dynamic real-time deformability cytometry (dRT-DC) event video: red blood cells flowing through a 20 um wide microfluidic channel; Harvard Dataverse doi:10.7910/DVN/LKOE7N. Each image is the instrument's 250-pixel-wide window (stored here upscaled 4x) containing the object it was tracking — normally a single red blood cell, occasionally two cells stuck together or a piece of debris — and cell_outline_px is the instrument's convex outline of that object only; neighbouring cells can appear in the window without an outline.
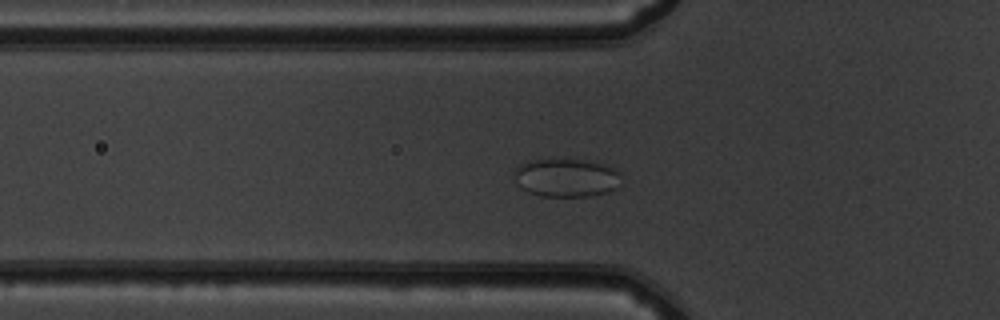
{"species": "common noctule bat (a hibernating species)", "species_latin": "Nyctalus noctula", "temperature_condition": "warm", "stored_images_in_passage": 43, "camera_frame_rate_fps": 3000, "um_per_image_px": 0.085, "animal": {"sex": "male", "body_mass_g": 19.5, "forearm_length_mm": 54.6}, "frame": {"image": 1, "passage_image": 9, "time_ms": 2.667, "image_size_px": [1000, 320], "cell_outline_px": [[620, 172], [616, 188], [608, 192], [588, 196], [540, 196], [528, 192], [520, 188], [516, 184], [516, 168], [520, 164], [532, 160], [568, 156], [592, 160], [616, 168]], "centroid_in_image_um": [48.14, 15.05], "position_along_channel_um": 77.7, "area_um2": 24.68}}
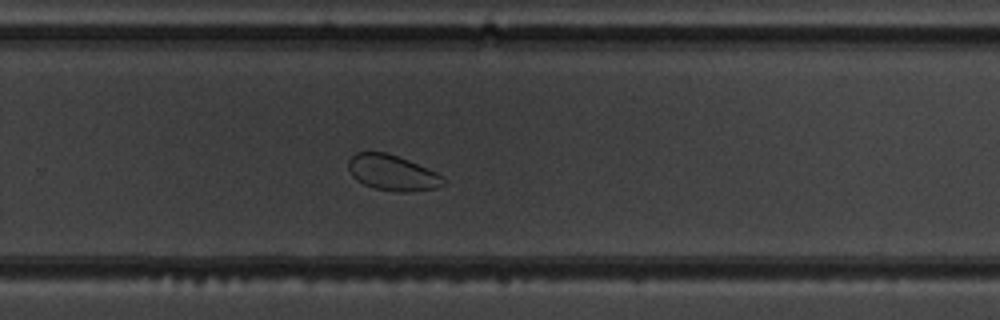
{"frame": {"image": 2, "passage_image": 26, "time_ms": 8.333, "image_size_px": [1000, 320], "cell_outline_px": [[444, 184], [436, 188], [408, 192], [396, 192], [376, 188], [364, 184], [356, 180], [352, 176], [348, 168], [348, 160], [356, 152], [384, 152], [408, 160], [436, 172], [444, 180]], "centroid_in_image_um": [33.32, 14.69], "position_along_channel_um": 296.5, "area_um2": 19.48}}
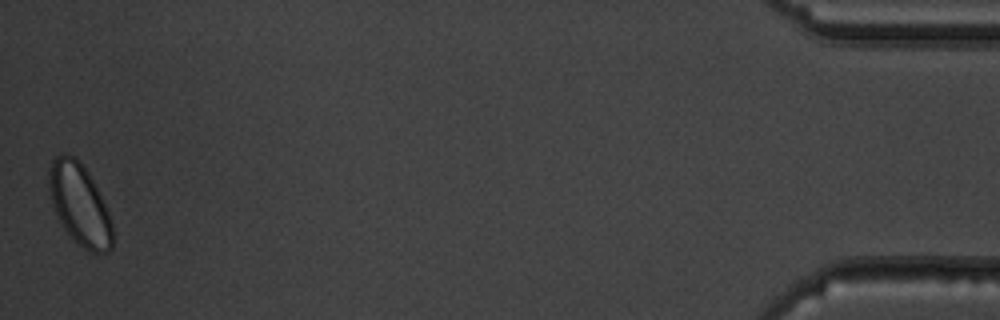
{"frame": {"image": 3, "passage_image": 43, "time_ms": 14.0, "image_size_px": [1000, 320], "cell_outline_px": [[112, 248], [108, 252], [88, 252], [64, 228], [56, 212], [48, 188], [48, 168], [52, 160], [56, 156], [68, 152], [76, 156], [80, 160], [88, 172], [108, 212], [112, 224]], "centroid_in_image_um": [6.75, 17.32], "position_along_channel_um": 428.5, "area_um2": 29.77}, "authors_computed_cell_mechanics": {"area_um2": 22.831, "velocity_mm_per_s": 3.8686, "shape_relaxation_time_tau1_ms": null, "shape_relaxation_time_tau2_ms": 7.3159, "deformation_change_tau1": null, "deformation_change_tau2": 0.0718}}